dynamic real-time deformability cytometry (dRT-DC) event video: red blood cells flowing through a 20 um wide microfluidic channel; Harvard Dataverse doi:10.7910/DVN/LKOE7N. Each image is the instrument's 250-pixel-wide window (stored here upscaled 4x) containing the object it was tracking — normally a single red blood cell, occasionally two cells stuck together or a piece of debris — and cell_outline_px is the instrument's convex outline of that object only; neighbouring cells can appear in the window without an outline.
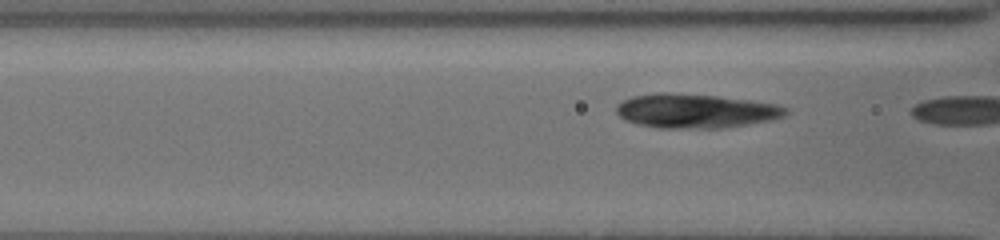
{"species": "common noctule bat (a hibernating species)", "species_latin": "Nyctalus noctula", "temperature_condition": "cold", "stored_images_in_passage": 7, "camera_frame_rate_fps": 3000, "um_per_image_px": 0.085, "animal": {"sex": "female", "body_mass_g": 19.5, "forearm_length_mm": 54.1}, "frame": {"image": 1, "passage_image": 6, "time_ms": 1.667, "image_size_px": [1000, 240], "cell_outline_px": [[788, 112], [784, 116], [772, 120], [724, 128], [656, 128], [624, 120], [616, 112], [616, 104], [632, 96], [656, 92], [668, 92], [716, 96], [752, 100], [780, 104], [788, 108]], "centroid_in_image_um": [59.15, 9.42], "position_along_channel_um": 107.5, "area_um2": 34.1}}